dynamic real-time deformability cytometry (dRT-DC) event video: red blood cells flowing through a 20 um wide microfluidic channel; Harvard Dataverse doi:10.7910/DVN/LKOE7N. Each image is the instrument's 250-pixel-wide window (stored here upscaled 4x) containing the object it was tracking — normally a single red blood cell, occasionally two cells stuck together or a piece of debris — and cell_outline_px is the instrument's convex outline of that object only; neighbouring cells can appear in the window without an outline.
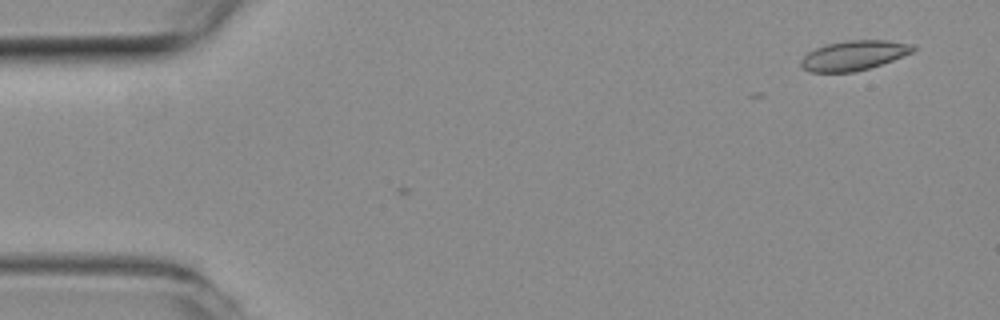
{"species": "common noctule bat (a hibernating species)", "species_latin": "Nyctalus noctula", "temperature_condition": "room temperature", "stored_images_in_passage": 4, "camera_frame_rate_fps": 3000, "um_per_image_px": 0.085, "animal": {"sex": "female", "body_mass_g": 19.3, "forearm_length_mm": 54.1}, "frame": {"image": 1, "passage_image": 4, "time_ms": 1.0, "image_size_px": [1000, 320], "cell_outline_px": [[916, 48], [912, 52], [892, 60], [868, 68], [852, 72], [812, 72], [804, 68], [800, 64], [800, 60], [808, 52], [816, 48], [828, 44], [848, 40], [888, 40], [912, 44]], "centroid_in_image_um": [72.57, 4.7], "position_along_channel_um": 12.4, "area_um2": 19.13}}